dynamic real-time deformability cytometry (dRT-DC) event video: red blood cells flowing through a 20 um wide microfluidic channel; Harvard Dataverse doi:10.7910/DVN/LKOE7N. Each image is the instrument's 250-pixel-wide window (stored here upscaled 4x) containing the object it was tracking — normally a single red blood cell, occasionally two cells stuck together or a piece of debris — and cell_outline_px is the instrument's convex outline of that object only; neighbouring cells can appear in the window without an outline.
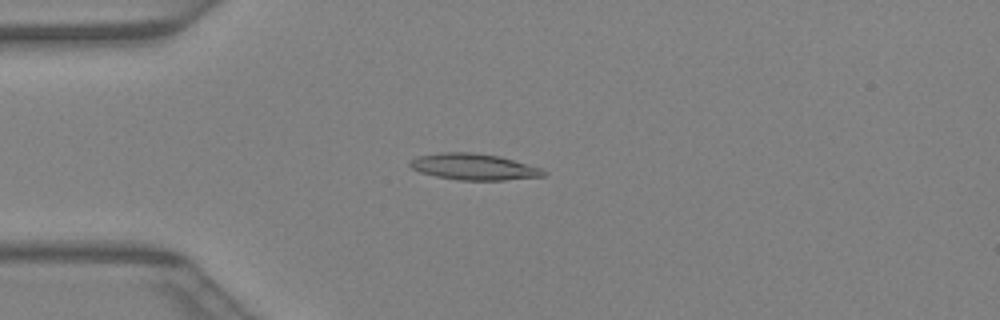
{"species": "Egyptian fruit bat (a non-hibernating species)", "species_latin": "Rousettus aegyptiacus", "temperature_condition": "warm", "stored_images_in_passage": 31, "camera_frame_rate_fps": 3000, "um_per_image_px": 0.085, "animal": {"sex": "female"}, "frame": {"image": 1, "passage_image": 1, "time_ms": 0.0, "image_size_px": [1000, 320], "cell_outline_px": [[548, 176], [504, 180], [460, 180], [436, 176], [420, 172], [412, 168], [408, 164], [408, 160], [416, 156], [440, 152], [472, 152], [500, 156], [540, 168], [548, 172]], "centroid_in_image_um": [40.26, 14.17], "position_along_channel_um": 44.7, "area_um2": 20.63}}
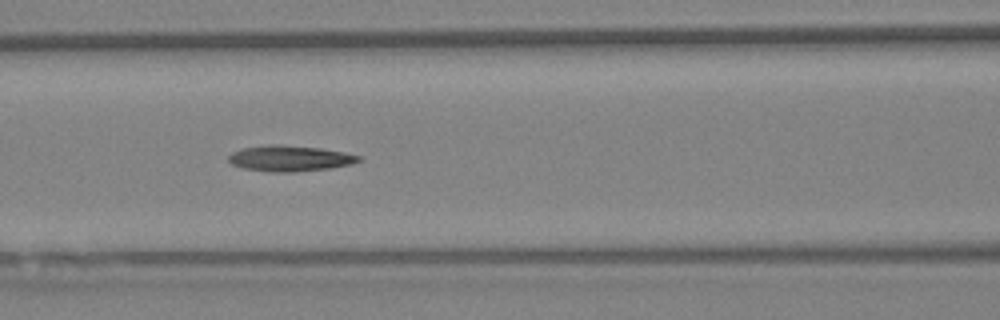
{"frame": {"image": 2, "passage_image": 8, "time_ms": 2.333, "image_size_px": [1000, 320], "cell_outline_px": [[364, 160], [352, 164], [328, 168], [296, 172], [272, 172], [244, 168], [232, 164], [228, 160], [228, 156], [232, 152], [244, 148], [268, 144], [276, 144], [320, 148], [344, 152], [360, 156]], "centroid_in_image_um": [24.65, 13.46], "position_along_channel_um": 141.9, "area_um2": 19.54}}
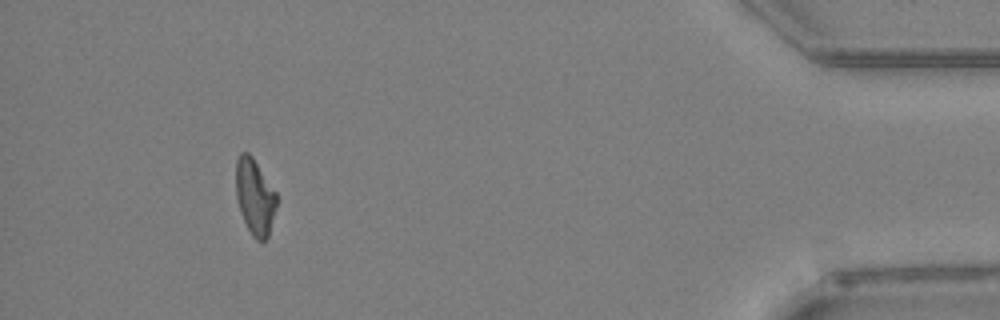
{"frame": {"image": 3, "passage_image": 28, "time_ms": 9.0, "image_size_px": [1000, 320], "cell_outline_px": [[276, 208], [268, 236], [260, 244], [252, 236], [240, 212], [236, 196], [236, 160], [240, 152], [248, 152], [252, 156], [276, 192]], "centroid_in_image_um": [21.65, 16.73], "position_along_channel_um": 413.6, "area_um2": 17.98}}